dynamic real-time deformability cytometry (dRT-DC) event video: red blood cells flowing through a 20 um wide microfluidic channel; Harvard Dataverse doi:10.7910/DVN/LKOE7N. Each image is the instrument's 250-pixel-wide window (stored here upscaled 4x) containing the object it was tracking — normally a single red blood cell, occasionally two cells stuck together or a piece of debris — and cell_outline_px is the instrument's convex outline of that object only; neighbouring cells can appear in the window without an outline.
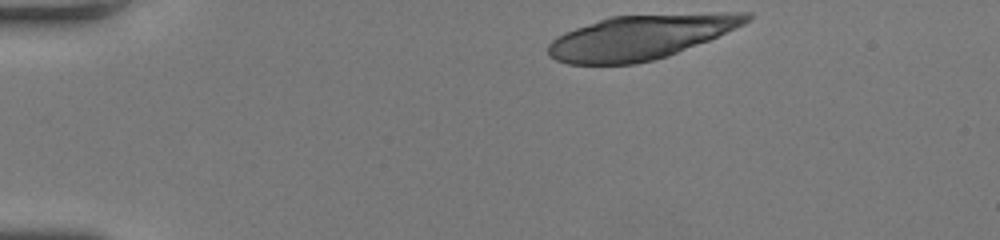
{"species": "human", "species_latin": "Homo sapiens", "temperature_condition": "room temperature", "stored_images_in_passage": 14, "camera_frame_rate_fps": 3000, "um_per_image_px": 0.085, "donor": {"sex": "female"}, "frame": {"image": 1, "passage_image": 1, "time_ms": 0.0, "image_size_px": [1000, 240], "cell_outline_px": [[752, 16], [744, 24], [708, 40], [668, 56], [636, 64], [568, 64], [556, 60], [548, 56], [548, 44], [556, 36], [564, 32], [608, 16], [716, 12], [752, 12]], "centroid_in_image_um": [54.43, 3.14], "position_along_channel_um": 30.6, "area_um2": 51.44}}